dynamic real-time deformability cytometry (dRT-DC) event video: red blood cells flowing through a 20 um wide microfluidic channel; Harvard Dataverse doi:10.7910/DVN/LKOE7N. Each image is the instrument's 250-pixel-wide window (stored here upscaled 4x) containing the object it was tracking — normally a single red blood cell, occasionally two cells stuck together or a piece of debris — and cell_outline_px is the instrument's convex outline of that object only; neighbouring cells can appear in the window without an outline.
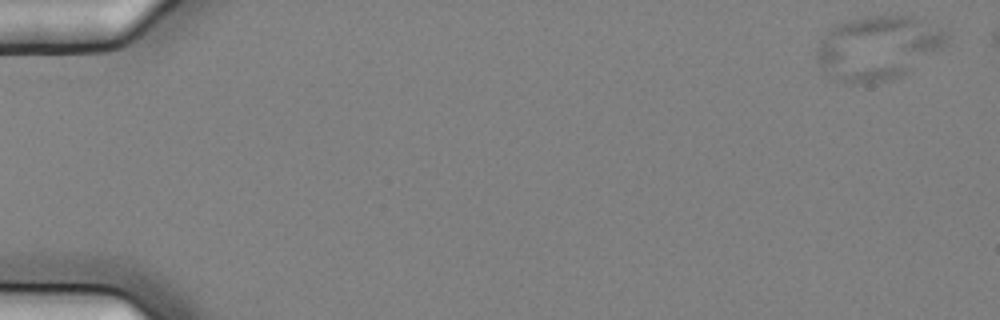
{"species": "common noctule bat (a hibernating species)", "species_latin": "Nyctalus noctula", "temperature_condition": "cold", "stored_images_in_passage": 3, "camera_frame_rate_fps": 3000, "um_per_image_px": 0.085, "animal": {"sex": "female", "body_mass_g": 25.1}, "frame": {"image": 1, "passage_image": 1, "time_ms": 0.0, "image_size_px": [1000, 320], "cell_outline_px": [[952, 36], [948, 44], [908, 72], [900, 76], [888, 80], [856, 84], [852, 84], [840, 80], [824, 72], [820, 68], [816, 60], [816, 48], [820, 40], [836, 24], [848, 20], [864, 16], [896, 12], [912, 16], [948, 28]], "centroid_in_image_um": [74.7, 4.0], "position_along_channel_um": 10.3, "area_um2": 49.65}}